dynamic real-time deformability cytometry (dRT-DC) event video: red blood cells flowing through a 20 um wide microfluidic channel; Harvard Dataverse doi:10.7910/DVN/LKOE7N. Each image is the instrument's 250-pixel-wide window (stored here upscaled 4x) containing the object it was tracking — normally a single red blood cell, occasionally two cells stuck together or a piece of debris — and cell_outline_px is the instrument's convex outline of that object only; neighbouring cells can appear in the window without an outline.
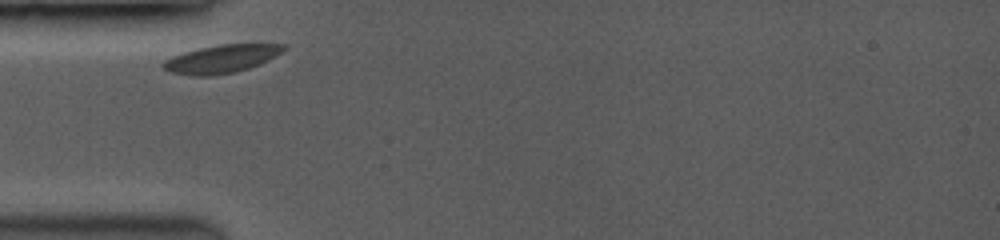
{"species": "common noctule bat (a hibernating species)", "species_latin": "Nyctalus noctula", "temperature_condition": "room temperature", "stored_images_in_passage": 17, "camera_frame_rate_fps": 3500, "um_per_image_px": 0.085, "animal": {"sex": "female", "body_mass_g": 19.0, "forearm_length_mm": 53.3}, "frame": {"image": 1, "passage_image": 1, "time_ms": 0.0, "image_size_px": [1000, 240], "cell_outline_px": [[288, 48], [276, 56], [260, 64], [236, 72], [208, 76], [196, 76], [172, 72], [160, 68], [160, 64], [164, 60], [172, 56], [184, 52], [200, 48], [220, 44], [284, 44]], "centroid_in_image_um": [18.81, 5.0], "position_along_channel_um": 66.2, "area_um2": 19.77}}
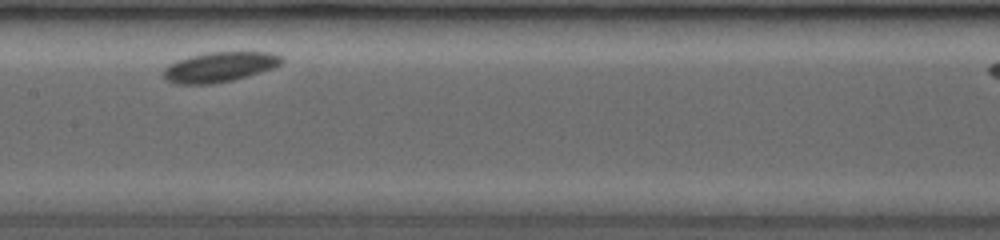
{"frame": {"image": 2, "passage_image": 8, "time_ms": 3.429, "image_size_px": [1000, 240], "cell_outline_px": [[284, 60], [280, 64], [272, 68], [260, 72], [232, 80], [212, 84], [180, 84], [168, 80], [164, 76], [164, 68], [168, 64], [176, 60], [188, 56], [208, 52], [272, 52], [284, 56]], "centroid_in_image_um": [18.68, 5.67], "position_along_channel_um": 188.7, "area_um2": 20.63}}
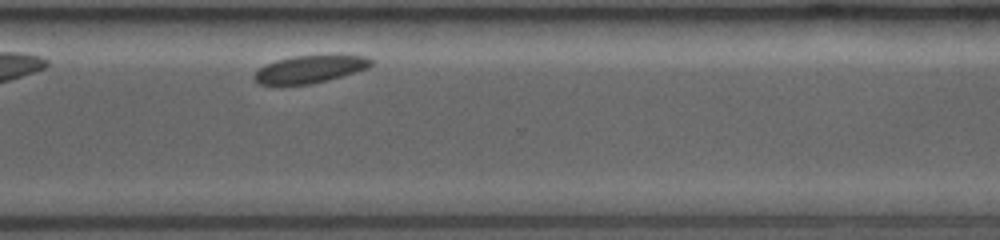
{"frame": {"image": 3, "passage_image": 17, "time_ms": 7.714, "image_size_px": [1000, 240], "cell_outline_px": [[372, 64], [368, 68], [340, 76], [308, 84], [260, 84], [256, 80], [256, 72], [260, 68], [276, 60], [292, 56], [340, 52], [368, 56], [372, 60]], "centroid_in_image_um": [26.47, 5.8], "position_along_channel_um": 344.1, "area_um2": 19.02}}